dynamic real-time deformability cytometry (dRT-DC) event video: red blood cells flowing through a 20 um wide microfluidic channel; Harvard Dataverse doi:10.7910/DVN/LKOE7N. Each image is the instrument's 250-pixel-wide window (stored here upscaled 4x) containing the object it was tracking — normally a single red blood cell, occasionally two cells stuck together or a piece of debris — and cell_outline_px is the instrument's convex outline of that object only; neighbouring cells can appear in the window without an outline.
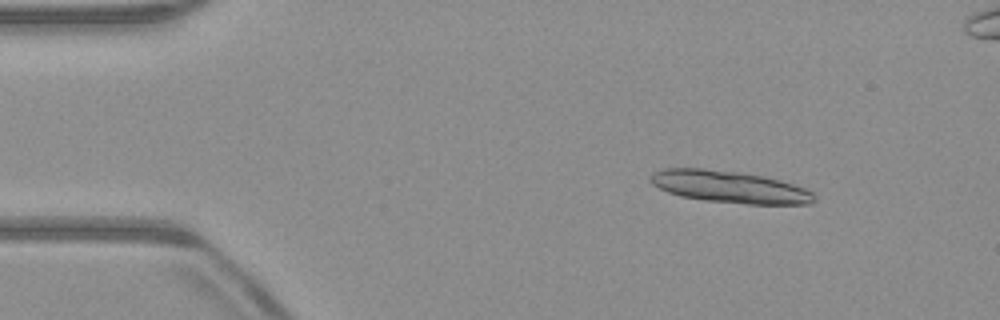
{"species": "common noctule bat (a hibernating species)", "species_latin": "Nyctalus noctula", "temperature_condition": "warm", "stored_images_in_passage": 54, "segment_of_instrument_passage": [1, 2], "camera_frame_rate_fps": 3000, "um_per_image_px": 0.085, "animal": {"sex": "male", "body_mass_g": 23.1, "forearm_length_mm": 52.7}, "frame": {"image": 1, "passage_image": 7, "time_ms": 2.0, "image_size_px": [1000, 320], "cell_outline_px": [[816, 200], [812, 204], [744, 204], [704, 200], [680, 196], [668, 192], [652, 184], [648, 180], [656, 172], [664, 168], [704, 168], [740, 172], [764, 176], [780, 180], [804, 188], [812, 192], [816, 196]], "centroid_in_image_um": [62.04, 15.89], "position_along_channel_um": 23.0, "area_um2": 30.58}}